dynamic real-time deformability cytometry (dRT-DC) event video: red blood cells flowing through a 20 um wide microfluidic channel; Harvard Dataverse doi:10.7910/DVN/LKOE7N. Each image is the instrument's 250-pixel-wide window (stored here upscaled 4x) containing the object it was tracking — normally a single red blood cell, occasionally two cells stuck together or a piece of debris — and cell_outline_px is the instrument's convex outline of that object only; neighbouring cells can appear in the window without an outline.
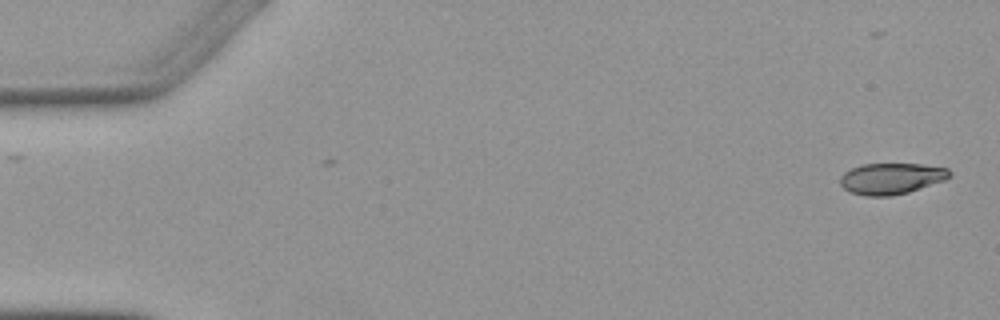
{"species": "Egyptian fruit bat (a non-hibernating species)", "species_latin": "Rousettus aegyptiacus", "temperature_condition": "warm", "stored_images_in_passage": 2, "camera_frame_rate_fps": 3000, "um_per_image_px": 0.085, "animal": {"sex": "female"}, "frame": {"image": 1, "passage_image": 2, "time_ms": 1.667, "image_size_px": [1000, 320], "cell_outline_px": [[952, 176], [944, 180], [908, 192], [892, 196], [864, 196], [848, 192], [840, 184], [840, 176], [844, 172], [852, 168], [864, 164], [920, 164], [948, 168], [952, 172]], "centroid_in_image_um": [75.75, 15.18], "position_along_channel_um": 9.3, "area_um2": 19.94}}